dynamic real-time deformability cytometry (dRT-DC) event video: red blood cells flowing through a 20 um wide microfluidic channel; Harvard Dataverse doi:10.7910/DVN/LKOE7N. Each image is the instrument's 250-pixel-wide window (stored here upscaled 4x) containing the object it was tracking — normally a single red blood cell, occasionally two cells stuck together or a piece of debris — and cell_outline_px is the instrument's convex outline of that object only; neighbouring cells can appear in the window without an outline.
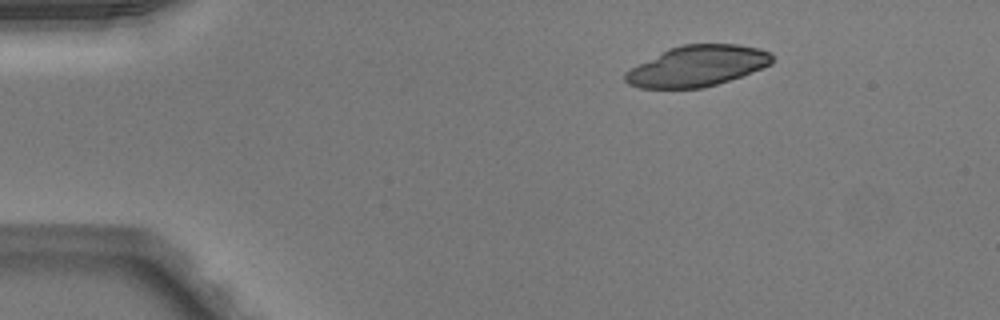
{"species": "Egyptian fruit bat (a non-hibernating species)", "species_latin": "Rousettus aegyptiacus", "temperature_condition": "warm", "stored_images_in_passage": 43, "camera_frame_rate_fps": 3000, "um_per_image_px": 0.085, "animal": {"sex": "male"}, "frame": {"image": 1, "passage_image": 1, "time_ms": 0.0, "image_size_px": [1000, 320], "cell_outline_px": [[772, 64], [764, 68], [716, 84], [700, 88], [640, 88], [628, 84], [624, 80], [624, 72], [668, 48], [684, 44], [740, 44], [760, 48], [772, 52]], "centroid_in_image_um": [59.28, 5.6], "position_along_channel_um": 25.7, "area_um2": 34.91}}